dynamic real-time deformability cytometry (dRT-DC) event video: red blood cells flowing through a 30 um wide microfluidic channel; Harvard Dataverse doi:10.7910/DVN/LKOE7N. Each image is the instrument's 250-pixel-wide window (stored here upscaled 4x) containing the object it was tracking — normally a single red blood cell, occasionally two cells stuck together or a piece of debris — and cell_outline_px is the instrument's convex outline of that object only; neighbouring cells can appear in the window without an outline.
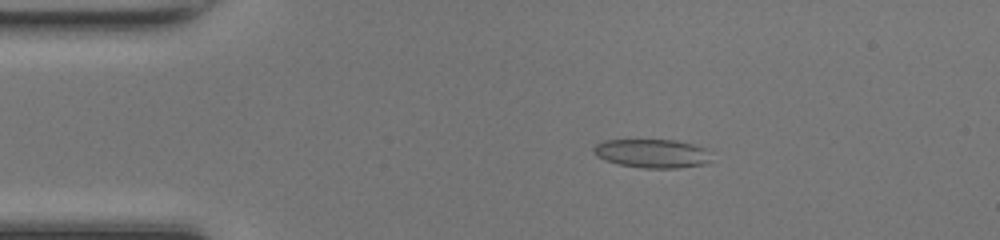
{"species": "common noctule bat (a hibernating species)", "species_latin": "Nyctalus noctula", "temperature_condition": "room temperature", "stored_images_in_passage": 48, "camera_frame_rate_fps": 3000, "um_per_image_px": 0.085, "animal": {"sex": "female", "body_mass_g": 17.0, "forearm_length_mm": 48.0}, "frame": {"image": 1, "passage_image": 9, "time_ms": 2.667, "image_size_px": [1000, 240], "cell_outline_px": [[708, 160], [704, 164], [676, 168], [644, 168], [620, 164], [604, 160], [596, 156], [592, 148], [596, 144], [604, 140], [676, 140], [692, 144], [704, 148]], "centroid_in_image_um": [55.34, 13.04], "position_along_channel_um": 29.7, "area_um2": 19.36}}
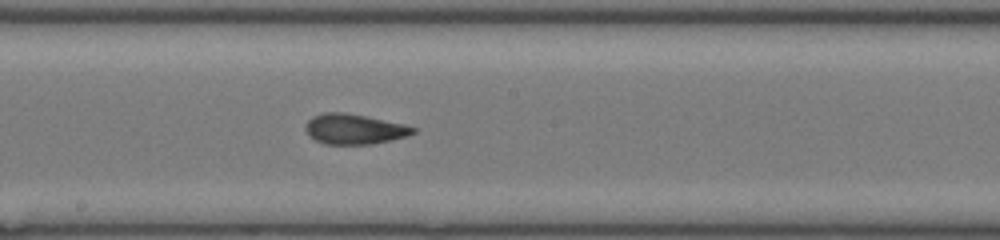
{"frame": {"image": 2, "passage_image": 26, "time_ms": 8.333, "image_size_px": [1000, 240], "cell_outline_px": [[416, 132], [408, 136], [392, 140], [372, 144], [324, 144], [308, 136], [304, 128], [308, 120], [312, 116], [324, 112], [344, 112], [404, 124], [416, 128]], "centroid_in_image_um": [30.09, 10.97], "position_along_channel_um": 218.1, "area_um2": 19.02}}
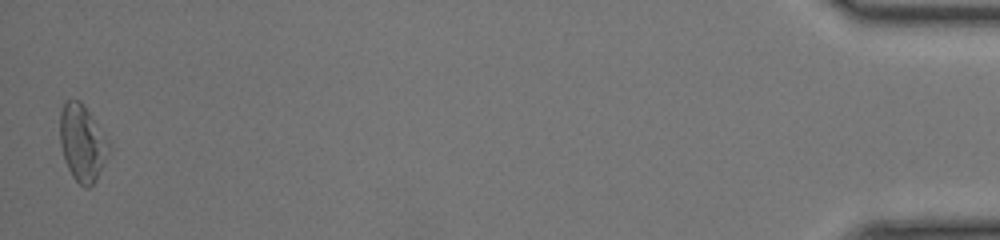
{"frame": {"image": 3, "passage_image": 48, "time_ms": 15.667, "image_size_px": [1000, 240], "cell_outline_px": [[108, 152], [96, 180], [88, 188], [84, 188], [72, 176], [64, 160], [60, 144], [60, 112], [64, 104], [68, 100], [80, 100], [84, 104], [108, 140]], "centroid_in_image_um": [6.96, 12.14], "position_along_channel_um": 428.2, "area_um2": 21.5}, "authors_computed_cell_mechanics": {"area_um2": 18.8717, "velocity_mm_per_s": 4.2566, "shape_relaxation_time_tau1_ms": 5.4814, "shape_relaxation_time_tau2_ms": 1.5436, "deformation_change_tau1": 0.1959, "deformation_change_tau2": 0.0918}}